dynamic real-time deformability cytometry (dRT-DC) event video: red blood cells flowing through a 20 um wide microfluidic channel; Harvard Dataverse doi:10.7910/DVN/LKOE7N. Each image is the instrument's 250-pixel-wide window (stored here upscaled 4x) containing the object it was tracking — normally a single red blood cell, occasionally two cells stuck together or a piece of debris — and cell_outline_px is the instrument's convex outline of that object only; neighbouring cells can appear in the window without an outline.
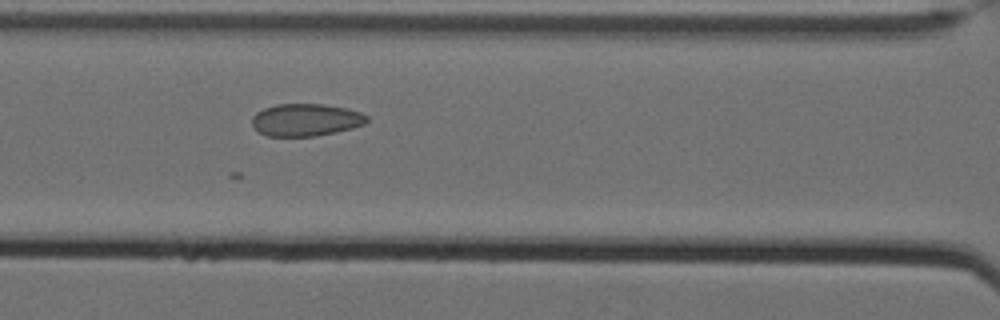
{"species": "Egyptian fruit bat (a non-hibernating species)", "species_latin": "Rousettus aegyptiacus", "temperature_condition": "cold", "stored_images_in_passage": 29, "camera_frame_rate_fps": 3000, "um_per_image_px": 0.085, "animal": {"sex": "female"}, "frame": {"image": 1, "passage_image": 8, "time_ms": 2.333, "image_size_px": [1000, 320], "cell_outline_px": [[368, 120], [364, 124], [352, 128], [336, 132], [316, 136], [268, 136], [260, 132], [252, 124], [252, 116], [256, 112], [264, 108], [276, 104], [324, 104], [344, 108], [360, 112], [368, 116]], "centroid_in_image_um": [25.99, 10.19], "position_along_channel_um": 140.6, "area_um2": 21.62}}
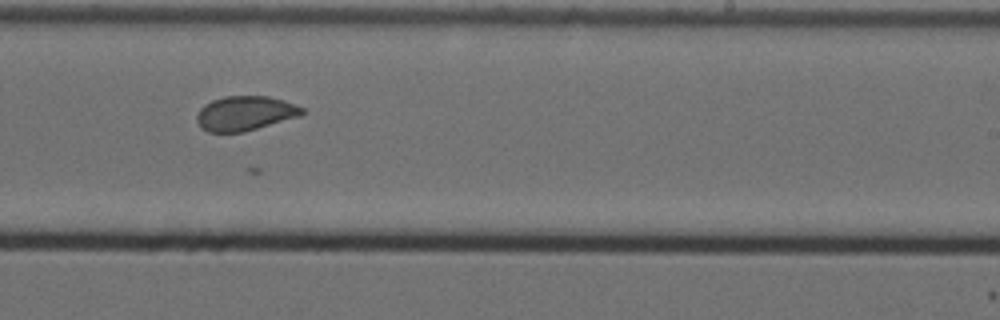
{"frame": {"image": 2, "passage_image": 19, "time_ms": 6.0, "image_size_px": [1000, 320], "cell_outline_px": [[304, 112], [300, 116], [244, 132], [208, 132], [200, 128], [196, 120], [196, 116], [200, 108], [204, 104], [212, 100], [224, 96], [268, 96], [284, 100], [304, 108]], "centroid_in_image_um": [20.8, 9.63], "position_along_channel_um": 268.2, "area_um2": 21.33}}
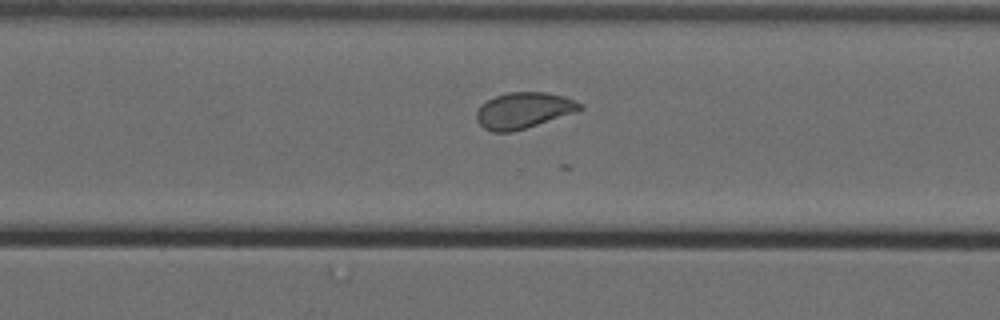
{"frame": {"image": 3, "passage_image": 24, "time_ms": 7.667, "image_size_px": [1000, 320], "cell_outline_px": [[584, 108], [512, 132], [492, 132], [484, 128], [476, 120], [476, 112], [480, 104], [496, 96], [508, 92], [548, 92], [564, 96], [584, 104]], "centroid_in_image_um": [44.46, 9.37], "position_along_channel_um": 326.1, "area_um2": 21.44}}